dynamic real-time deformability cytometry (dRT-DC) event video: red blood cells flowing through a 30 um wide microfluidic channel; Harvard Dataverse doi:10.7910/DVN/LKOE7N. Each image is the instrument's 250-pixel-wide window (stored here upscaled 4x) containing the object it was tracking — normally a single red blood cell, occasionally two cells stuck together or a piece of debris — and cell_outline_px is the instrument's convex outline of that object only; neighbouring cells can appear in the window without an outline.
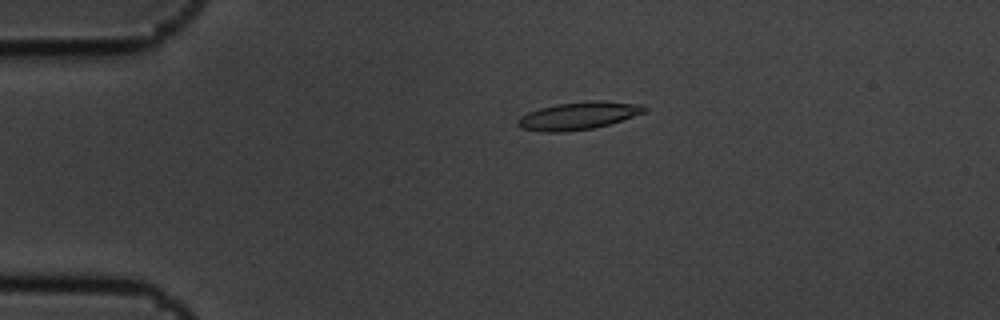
{"species": "common noctule bat (a hibernating species)", "species_latin": "Nyctalus noctula", "temperature_condition": "cold", "stored_images_in_passage": 15, "camera_frame_rate_fps": 3000, "um_per_image_px": 0.085, "animal": {"sex": "male", "body_mass_g": 19.5, "forearm_length_mm": 54.6}, "frame": {"image": 1, "passage_image": 4, "time_ms": 1.0, "image_size_px": [1000, 320], "cell_outline_px": [[648, 108], [644, 112], [608, 124], [592, 128], [564, 132], [540, 132], [520, 128], [516, 124], [516, 120], [520, 116], [528, 112], [540, 108], [556, 104], [596, 100], [600, 100], [644, 104]], "centroid_in_image_um": [49.12, 9.83], "position_along_channel_um": 35.9, "area_um2": 20.4}}
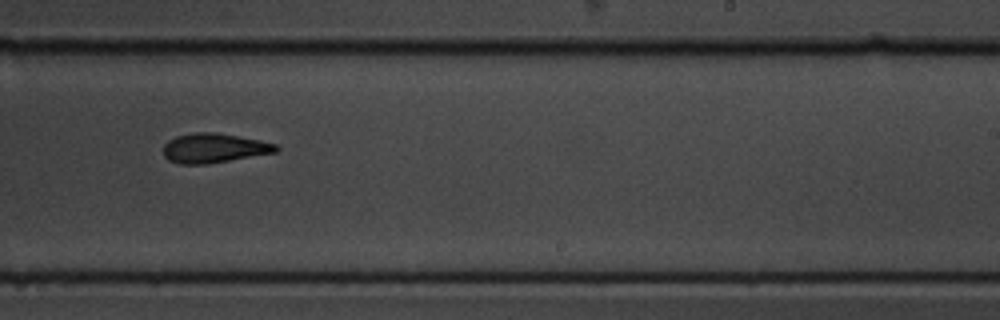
{"frame": {"image": 2, "passage_image": 10, "time_ms": 3.0, "image_size_px": [1000, 320], "cell_outline_px": [[280, 148], [276, 152], [204, 164], [180, 164], [168, 160], [164, 156], [164, 144], [168, 140], [176, 136], [196, 132], [216, 132], [260, 140], [276, 144]], "centroid_in_image_um": [18.17, 12.58], "position_along_channel_um": 270.8, "area_um2": 19.19}}
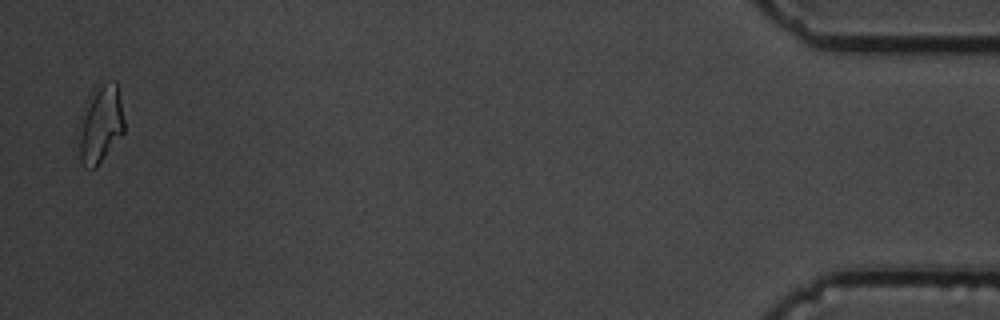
{"frame": {"image": 3, "passage_image": 15, "time_ms": 4.667, "image_size_px": [1000, 320], "cell_outline_px": [[124, 132], [96, 168], [92, 168], [80, 160], [80, 136], [84, 120], [96, 84], [116, 80], [124, 120]], "centroid_in_image_um": [8.63, 10.55], "position_along_channel_um": 426.6, "area_um2": 19.25}}